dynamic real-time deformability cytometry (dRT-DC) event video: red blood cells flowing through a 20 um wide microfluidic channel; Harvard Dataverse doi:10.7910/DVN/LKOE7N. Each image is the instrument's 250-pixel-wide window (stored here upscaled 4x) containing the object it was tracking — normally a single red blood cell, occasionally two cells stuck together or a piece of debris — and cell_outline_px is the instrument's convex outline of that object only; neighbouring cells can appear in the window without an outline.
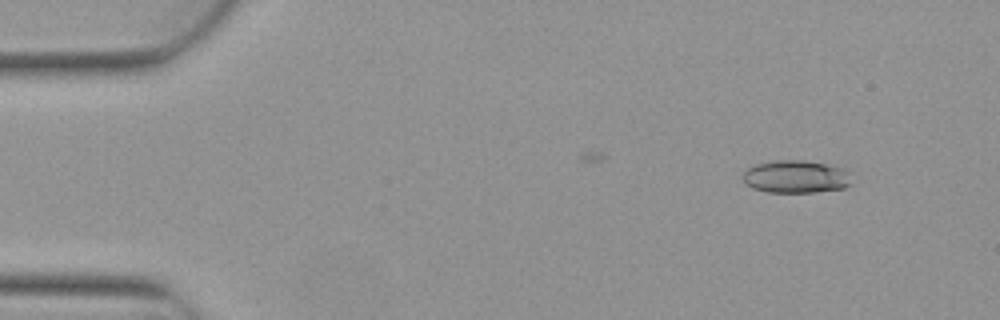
{"species": "Egyptian fruit bat (a non-hibernating species)", "species_latin": "Rousettus aegyptiacus", "temperature_condition": "warm", "stored_images_in_passage": 3, "camera_frame_rate_fps": 3000, "um_per_image_px": 0.085, "animal": {"sex": "female"}, "frame": {"image": 1, "passage_image": 1, "time_ms": 0.0, "image_size_px": [1000, 320], "cell_outline_px": [[848, 184], [844, 188], [816, 192], [768, 192], [752, 188], [744, 184], [744, 172], [748, 168], [756, 164], [776, 160], [804, 160], [824, 164], [840, 168], [844, 172]], "centroid_in_image_um": [67.53, 15.03], "position_along_channel_um": 17.5, "area_um2": 20.17}}